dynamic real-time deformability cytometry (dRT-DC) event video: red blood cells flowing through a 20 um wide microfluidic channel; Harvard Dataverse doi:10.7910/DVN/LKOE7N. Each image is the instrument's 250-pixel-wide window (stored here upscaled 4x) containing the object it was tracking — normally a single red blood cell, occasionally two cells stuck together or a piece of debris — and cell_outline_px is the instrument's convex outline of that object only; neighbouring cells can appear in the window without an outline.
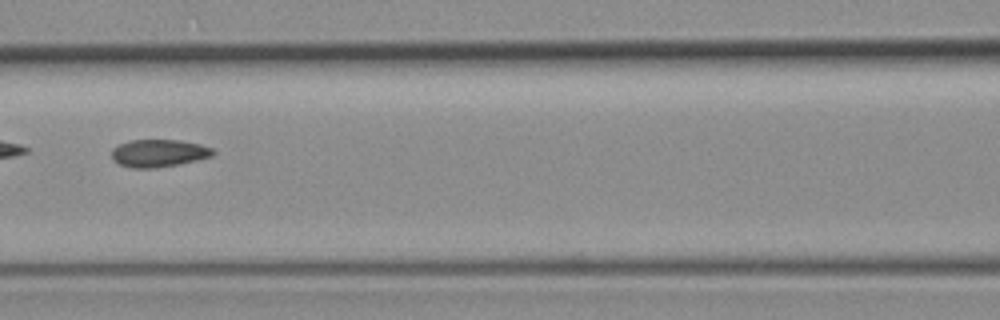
{"species": "common noctule bat (a hibernating species)", "species_latin": "Nyctalus noctula", "temperature_condition": "room temperature", "stored_images_in_passage": 5, "camera_frame_rate_fps": 3000, "um_per_image_px": 0.085, "animal": {"sex": "female", "body_mass_g": 19.3, "forearm_length_mm": 54.1}, "frame": {"image": 1, "passage_image": 4, "time_ms": 4.333, "image_size_px": [1000, 320], "cell_outline_px": [[216, 152], [212, 156], [180, 164], [156, 168], [132, 168], [120, 164], [112, 160], [112, 148], [120, 144], [132, 140], [180, 140], [200, 144], [212, 148]], "centroid_in_image_um": [13.5, 13.02], "position_along_channel_um": 153.1, "area_um2": 16.3}}
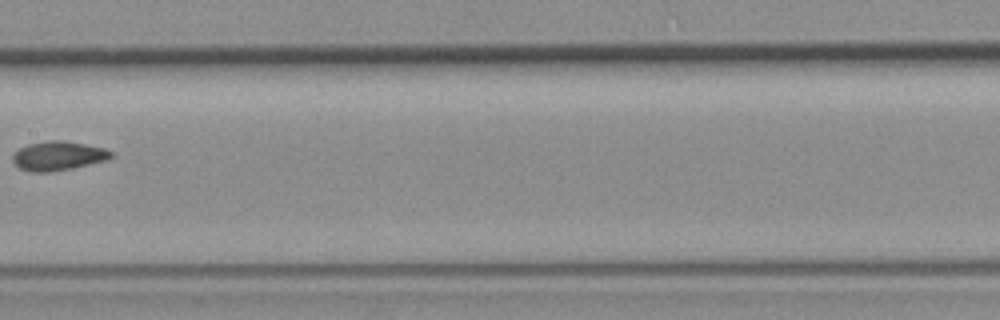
{"frame": {"image": 2, "passage_image": 5, "time_ms": 5.667, "image_size_px": [1000, 320], "cell_outline_px": [[116, 156], [108, 160], [72, 168], [48, 172], [32, 172], [20, 168], [12, 160], [12, 156], [20, 148], [28, 144], [48, 140], [64, 140], [104, 148], [112, 152]], "centroid_in_image_um": [4.98, 13.24], "position_along_channel_um": 202.4, "area_um2": 16.7}}